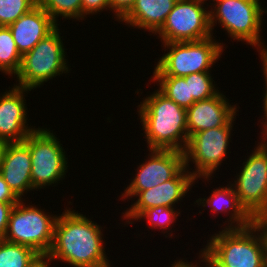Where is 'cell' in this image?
Instances as JSON below:
<instances>
[{
	"instance_id": "cell-1",
	"label": "cell",
	"mask_w": 267,
	"mask_h": 267,
	"mask_svg": "<svg viewBox=\"0 0 267 267\" xmlns=\"http://www.w3.org/2000/svg\"><path fill=\"white\" fill-rule=\"evenodd\" d=\"M57 216L48 255L73 267H111L101 226L85 215L66 209Z\"/></svg>"
},
{
	"instance_id": "cell-2",
	"label": "cell",
	"mask_w": 267,
	"mask_h": 267,
	"mask_svg": "<svg viewBox=\"0 0 267 267\" xmlns=\"http://www.w3.org/2000/svg\"><path fill=\"white\" fill-rule=\"evenodd\" d=\"M213 235L200 252L215 267H267V231L261 221Z\"/></svg>"
},
{
	"instance_id": "cell-3",
	"label": "cell",
	"mask_w": 267,
	"mask_h": 267,
	"mask_svg": "<svg viewBox=\"0 0 267 267\" xmlns=\"http://www.w3.org/2000/svg\"><path fill=\"white\" fill-rule=\"evenodd\" d=\"M140 103L139 119L145 130L148 149L184 152L189 140L186 109L158 89Z\"/></svg>"
},
{
	"instance_id": "cell-4",
	"label": "cell",
	"mask_w": 267,
	"mask_h": 267,
	"mask_svg": "<svg viewBox=\"0 0 267 267\" xmlns=\"http://www.w3.org/2000/svg\"><path fill=\"white\" fill-rule=\"evenodd\" d=\"M209 37L199 41L163 43L167 53L159 59L153 76L184 77L192 73L209 72L220 58L223 45ZM210 68V69H209Z\"/></svg>"
},
{
	"instance_id": "cell-5",
	"label": "cell",
	"mask_w": 267,
	"mask_h": 267,
	"mask_svg": "<svg viewBox=\"0 0 267 267\" xmlns=\"http://www.w3.org/2000/svg\"><path fill=\"white\" fill-rule=\"evenodd\" d=\"M260 0H217L209 11L210 28L215 22L221 24L234 40L243 41L260 49V55L267 54L262 46L260 31L263 13H267ZM216 2V3H215ZM264 10V11H263ZM259 46V47H258Z\"/></svg>"
},
{
	"instance_id": "cell-6",
	"label": "cell",
	"mask_w": 267,
	"mask_h": 267,
	"mask_svg": "<svg viewBox=\"0 0 267 267\" xmlns=\"http://www.w3.org/2000/svg\"><path fill=\"white\" fill-rule=\"evenodd\" d=\"M59 33L57 27L22 56L20 69L16 74L19 82L16 86L35 89L53 77L69 71Z\"/></svg>"
},
{
	"instance_id": "cell-7",
	"label": "cell",
	"mask_w": 267,
	"mask_h": 267,
	"mask_svg": "<svg viewBox=\"0 0 267 267\" xmlns=\"http://www.w3.org/2000/svg\"><path fill=\"white\" fill-rule=\"evenodd\" d=\"M57 215H47L21 199L11 211L4 240L25 245L38 254H48L53 243Z\"/></svg>"
},
{
	"instance_id": "cell-8",
	"label": "cell",
	"mask_w": 267,
	"mask_h": 267,
	"mask_svg": "<svg viewBox=\"0 0 267 267\" xmlns=\"http://www.w3.org/2000/svg\"><path fill=\"white\" fill-rule=\"evenodd\" d=\"M23 142L31 154V182L34 189L45 188L65 177L68 167L66 154L53 132L36 128Z\"/></svg>"
},
{
	"instance_id": "cell-9",
	"label": "cell",
	"mask_w": 267,
	"mask_h": 267,
	"mask_svg": "<svg viewBox=\"0 0 267 267\" xmlns=\"http://www.w3.org/2000/svg\"><path fill=\"white\" fill-rule=\"evenodd\" d=\"M237 175L234 192L240 205L255 220L267 218V150L259 143Z\"/></svg>"
},
{
	"instance_id": "cell-10",
	"label": "cell",
	"mask_w": 267,
	"mask_h": 267,
	"mask_svg": "<svg viewBox=\"0 0 267 267\" xmlns=\"http://www.w3.org/2000/svg\"><path fill=\"white\" fill-rule=\"evenodd\" d=\"M204 2L205 0H177L164 24L155 33L159 34L161 42H189L211 37L210 14L209 10H205L208 8L204 6Z\"/></svg>"
},
{
	"instance_id": "cell-11",
	"label": "cell",
	"mask_w": 267,
	"mask_h": 267,
	"mask_svg": "<svg viewBox=\"0 0 267 267\" xmlns=\"http://www.w3.org/2000/svg\"><path fill=\"white\" fill-rule=\"evenodd\" d=\"M233 121L227 126L206 129L189 137L184 150V166L189 169V161L196 165V171L191 172L197 179H209L212 173L221 165L231 138Z\"/></svg>"
},
{
	"instance_id": "cell-12",
	"label": "cell",
	"mask_w": 267,
	"mask_h": 267,
	"mask_svg": "<svg viewBox=\"0 0 267 267\" xmlns=\"http://www.w3.org/2000/svg\"><path fill=\"white\" fill-rule=\"evenodd\" d=\"M148 161L138 166L136 177L121 195L123 198L136 196L172 179L184 167V153L176 150L151 149Z\"/></svg>"
},
{
	"instance_id": "cell-13",
	"label": "cell",
	"mask_w": 267,
	"mask_h": 267,
	"mask_svg": "<svg viewBox=\"0 0 267 267\" xmlns=\"http://www.w3.org/2000/svg\"><path fill=\"white\" fill-rule=\"evenodd\" d=\"M187 170V171H186ZM192 173L184 166L172 179L154 188L140 191L137 201L123 213L124 219H137L146 209L165 206L171 207L187 194L195 182Z\"/></svg>"
},
{
	"instance_id": "cell-14",
	"label": "cell",
	"mask_w": 267,
	"mask_h": 267,
	"mask_svg": "<svg viewBox=\"0 0 267 267\" xmlns=\"http://www.w3.org/2000/svg\"><path fill=\"white\" fill-rule=\"evenodd\" d=\"M31 90L14 85L0 96V140L23 142L35 130L26 125L27 108L23 94Z\"/></svg>"
},
{
	"instance_id": "cell-15",
	"label": "cell",
	"mask_w": 267,
	"mask_h": 267,
	"mask_svg": "<svg viewBox=\"0 0 267 267\" xmlns=\"http://www.w3.org/2000/svg\"><path fill=\"white\" fill-rule=\"evenodd\" d=\"M226 99L225 95L219 92L209 99L195 101L186 109L189 137L206 129L227 126L231 121H234L238 111L237 106H231Z\"/></svg>"
},
{
	"instance_id": "cell-16",
	"label": "cell",
	"mask_w": 267,
	"mask_h": 267,
	"mask_svg": "<svg viewBox=\"0 0 267 267\" xmlns=\"http://www.w3.org/2000/svg\"><path fill=\"white\" fill-rule=\"evenodd\" d=\"M31 167L29 147L24 142L8 143L4 151L0 173L20 200L24 196V192L34 189L31 182Z\"/></svg>"
},
{
	"instance_id": "cell-17",
	"label": "cell",
	"mask_w": 267,
	"mask_h": 267,
	"mask_svg": "<svg viewBox=\"0 0 267 267\" xmlns=\"http://www.w3.org/2000/svg\"><path fill=\"white\" fill-rule=\"evenodd\" d=\"M59 24L37 4L29 12L9 25L18 52L23 56L40 40L52 33Z\"/></svg>"
},
{
	"instance_id": "cell-18",
	"label": "cell",
	"mask_w": 267,
	"mask_h": 267,
	"mask_svg": "<svg viewBox=\"0 0 267 267\" xmlns=\"http://www.w3.org/2000/svg\"><path fill=\"white\" fill-rule=\"evenodd\" d=\"M177 0H136L131 10L120 20L137 27L156 33L164 24Z\"/></svg>"
},
{
	"instance_id": "cell-19",
	"label": "cell",
	"mask_w": 267,
	"mask_h": 267,
	"mask_svg": "<svg viewBox=\"0 0 267 267\" xmlns=\"http://www.w3.org/2000/svg\"><path fill=\"white\" fill-rule=\"evenodd\" d=\"M205 199L206 198H203L202 200V198H199L198 200H196V203L198 205L202 204V206L204 207H206L207 204V206H210L211 211H214L216 213L223 211L225 213V211L227 212L229 209L232 211L231 216H229L231 224L228 223V227L226 226L224 227V229L247 228L255 222V220L240 205L237 194L234 192V189L231 185L228 187L226 186L223 188H216V190L213 191L212 195L208 199Z\"/></svg>"
},
{
	"instance_id": "cell-20",
	"label": "cell",
	"mask_w": 267,
	"mask_h": 267,
	"mask_svg": "<svg viewBox=\"0 0 267 267\" xmlns=\"http://www.w3.org/2000/svg\"><path fill=\"white\" fill-rule=\"evenodd\" d=\"M153 81L159 83V91L179 106L187 109L195 100L190 96L189 80L175 76H153Z\"/></svg>"
},
{
	"instance_id": "cell-21",
	"label": "cell",
	"mask_w": 267,
	"mask_h": 267,
	"mask_svg": "<svg viewBox=\"0 0 267 267\" xmlns=\"http://www.w3.org/2000/svg\"><path fill=\"white\" fill-rule=\"evenodd\" d=\"M21 61L22 56L9 27L0 26V71L15 76L20 69Z\"/></svg>"
},
{
	"instance_id": "cell-22",
	"label": "cell",
	"mask_w": 267,
	"mask_h": 267,
	"mask_svg": "<svg viewBox=\"0 0 267 267\" xmlns=\"http://www.w3.org/2000/svg\"><path fill=\"white\" fill-rule=\"evenodd\" d=\"M38 255L31 247L0 239V267H28Z\"/></svg>"
},
{
	"instance_id": "cell-23",
	"label": "cell",
	"mask_w": 267,
	"mask_h": 267,
	"mask_svg": "<svg viewBox=\"0 0 267 267\" xmlns=\"http://www.w3.org/2000/svg\"><path fill=\"white\" fill-rule=\"evenodd\" d=\"M42 9L57 23V16L82 20L81 0H38Z\"/></svg>"
},
{
	"instance_id": "cell-24",
	"label": "cell",
	"mask_w": 267,
	"mask_h": 267,
	"mask_svg": "<svg viewBox=\"0 0 267 267\" xmlns=\"http://www.w3.org/2000/svg\"><path fill=\"white\" fill-rule=\"evenodd\" d=\"M209 72L192 73L184 76L185 80H189L190 96H193L195 101L209 99L219 93L218 89L213 84Z\"/></svg>"
},
{
	"instance_id": "cell-25",
	"label": "cell",
	"mask_w": 267,
	"mask_h": 267,
	"mask_svg": "<svg viewBox=\"0 0 267 267\" xmlns=\"http://www.w3.org/2000/svg\"><path fill=\"white\" fill-rule=\"evenodd\" d=\"M38 4V0H0V26L8 27Z\"/></svg>"
},
{
	"instance_id": "cell-26",
	"label": "cell",
	"mask_w": 267,
	"mask_h": 267,
	"mask_svg": "<svg viewBox=\"0 0 267 267\" xmlns=\"http://www.w3.org/2000/svg\"><path fill=\"white\" fill-rule=\"evenodd\" d=\"M177 212V213H176ZM180 212L174 210V208L171 207H165V206H157L152 207L149 209H146L138 218L139 219H147L149 225H151L152 228L159 227L163 230H170L171 224L175 222L174 220L177 219Z\"/></svg>"
},
{
	"instance_id": "cell-27",
	"label": "cell",
	"mask_w": 267,
	"mask_h": 267,
	"mask_svg": "<svg viewBox=\"0 0 267 267\" xmlns=\"http://www.w3.org/2000/svg\"><path fill=\"white\" fill-rule=\"evenodd\" d=\"M82 1V19L84 16L98 13L109 8V0H81ZM103 9V10H102ZM101 10V11H100Z\"/></svg>"
},
{
	"instance_id": "cell-28",
	"label": "cell",
	"mask_w": 267,
	"mask_h": 267,
	"mask_svg": "<svg viewBox=\"0 0 267 267\" xmlns=\"http://www.w3.org/2000/svg\"><path fill=\"white\" fill-rule=\"evenodd\" d=\"M136 0H109L110 10L114 11L120 21L134 6Z\"/></svg>"
},
{
	"instance_id": "cell-29",
	"label": "cell",
	"mask_w": 267,
	"mask_h": 267,
	"mask_svg": "<svg viewBox=\"0 0 267 267\" xmlns=\"http://www.w3.org/2000/svg\"><path fill=\"white\" fill-rule=\"evenodd\" d=\"M15 204L17 203H4L0 201V239H4L9 217Z\"/></svg>"
},
{
	"instance_id": "cell-30",
	"label": "cell",
	"mask_w": 267,
	"mask_h": 267,
	"mask_svg": "<svg viewBox=\"0 0 267 267\" xmlns=\"http://www.w3.org/2000/svg\"><path fill=\"white\" fill-rule=\"evenodd\" d=\"M0 201L4 203H18L20 199L13 193L0 173Z\"/></svg>"
},
{
	"instance_id": "cell-31",
	"label": "cell",
	"mask_w": 267,
	"mask_h": 267,
	"mask_svg": "<svg viewBox=\"0 0 267 267\" xmlns=\"http://www.w3.org/2000/svg\"><path fill=\"white\" fill-rule=\"evenodd\" d=\"M260 57L262 58L261 61H263V75H265V86H266V91H265V96H264V100H263V105H264V114H265V117L266 118H263L265 119V122H263V126L264 125H267V54H263V55H260Z\"/></svg>"
},
{
	"instance_id": "cell-32",
	"label": "cell",
	"mask_w": 267,
	"mask_h": 267,
	"mask_svg": "<svg viewBox=\"0 0 267 267\" xmlns=\"http://www.w3.org/2000/svg\"><path fill=\"white\" fill-rule=\"evenodd\" d=\"M52 260L48 254H39L28 267H49Z\"/></svg>"
},
{
	"instance_id": "cell-33",
	"label": "cell",
	"mask_w": 267,
	"mask_h": 267,
	"mask_svg": "<svg viewBox=\"0 0 267 267\" xmlns=\"http://www.w3.org/2000/svg\"><path fill=\"white\" fill-rule=\"evenodd\" d=\"M171 265L172 267H198L197 265L190 264L188 261L184 262L182 259Z\"/></svg>"
},
{
	"instance_id": "cell-34",
	"label": "cell",
	"mask_w": 267,
	"mask_h": 267,
	"mask_svg": "<svg viewBox=\"0 0 267 267\" xmlns=\"http://www.w3.org/2000/svg\"><path fill=\"white\" fill-rule=\"evenodd\" d=\"M7 144H8L7 141L0 140V169H1V165H2L4 151H5Z\"/></svg>"
},
{
	"instance_id": "cell-35",
	"label": "cell",
	"mask_w": 267,
	"mask_h": 267,
	"mask_svg": "<svg viewBox=\"0 0 267 267\" xmlns=\"http://www.w3.org/2000/svg\"><path fill=\"white\" fill-rule=\"evenodd\" d=\"M264 128V129H263ZM262 129L264 130V131H262L261 133H263L262 135V141L260 142V144L267 150V125H264L263 127H262ZM265 136V137H264Z\"/></svg>"
},
{
	"instance_id": "cell-36",
	"label": "cell",
	"mask_w": 267,
	"mask_h": 267,
	"mask_svg": "<svg viewBox=\"0 0 267 267\" xmlns=\"http://www.w3.org/2000/svg\"><path fill=\"white\" fill-rule=\"evenodd\" d=\"M199 254L201 255V256H199L201 258V260L203 259L202 261L205 262L207 265L205 267H215L202 253H199Z\"/></svg>"
},
{
	"instance_id": "cell-37",
	"label": "cell",
	"mask_w": 267,
	"mask_h": 267,
	"mask_svg": "<svg viewBox=\"0 0 267 267\" xmlns=\"http://www.w3.org/2000/svg\"><path fill=\"white\" fill-rule=\"evenodd\" d=\"M261 222L265 225L266 231H267V218L261 220Z\"/></svg>"
}]
</instances>
